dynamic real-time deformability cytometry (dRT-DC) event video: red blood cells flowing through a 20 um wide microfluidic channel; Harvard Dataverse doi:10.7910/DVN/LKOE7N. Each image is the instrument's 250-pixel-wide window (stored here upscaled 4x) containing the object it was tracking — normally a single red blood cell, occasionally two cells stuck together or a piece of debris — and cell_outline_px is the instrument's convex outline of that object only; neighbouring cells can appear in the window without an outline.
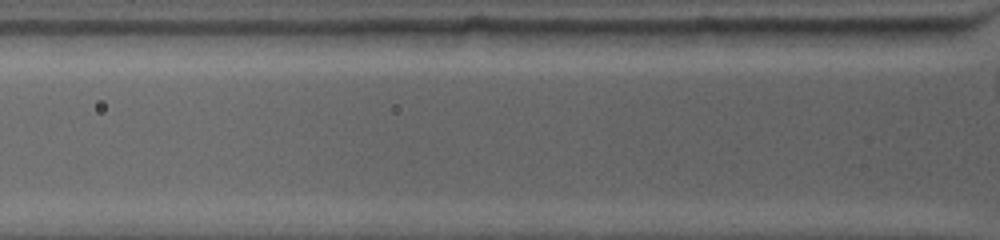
{"species": "common noctule bat (a hibernating species)", "species_latin": "Nyctalus noctula", "temperature_condition": "warm", "stored_images_in_passage": 3, "camera_frame_rate_fps": 4500, "um_per_image_px": 0.085, "animal": {"sex": "female", "body_mass_g": 19.0, "forearm_length_mm": 53.3}, "frame": {"image": 1, "passage_image": 3, "time_ms": 0.444, "image_size_px": [1000, 240], "cell_outline_px": [[676, 32], [672, 44], [640, 48], [572, 44], [560, 32], [560, 28], [572, 28]], "centroid_in_image_um": [52.51, 3.2], "position_along_channel_um": 73.3, "area_um2": 12.66}}